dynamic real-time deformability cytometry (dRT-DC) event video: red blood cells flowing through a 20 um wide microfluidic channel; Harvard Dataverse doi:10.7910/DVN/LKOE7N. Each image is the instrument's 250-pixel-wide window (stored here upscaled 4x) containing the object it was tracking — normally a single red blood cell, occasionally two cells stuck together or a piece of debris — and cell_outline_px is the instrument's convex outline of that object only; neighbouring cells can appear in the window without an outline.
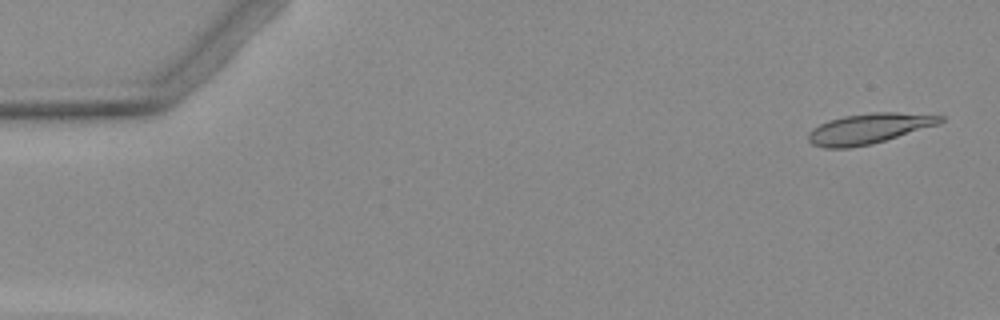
{"species": "Egyptian fruit bat (a non-hibernating species)", "species_latin": "Rousettus aegyptiacus", "temperature_condition": "warm", "stored_images_in_passage": 6, "camera_frame_rate_fps": 3000, "um_per_image_px": 0.085, "animal": {"sex": "female"}, "frame": {"image": 1, "passage_image": 1, "time_ms": 0.0, "image_size_px": [1000, 320], "cell_outline_px": [[944, 120], [940, 124], [872, 144], [848, 148], [824, 148], [812, 144], [808, 140], [808, 132], [812, 128], [828, 120], [844, 116], [872, 112], [896, 112], [944, 116]], "centroid_in_image_um": [73.84, 10.93], "position_along_channel_um": 11.2, "area_um2": 23.35}}
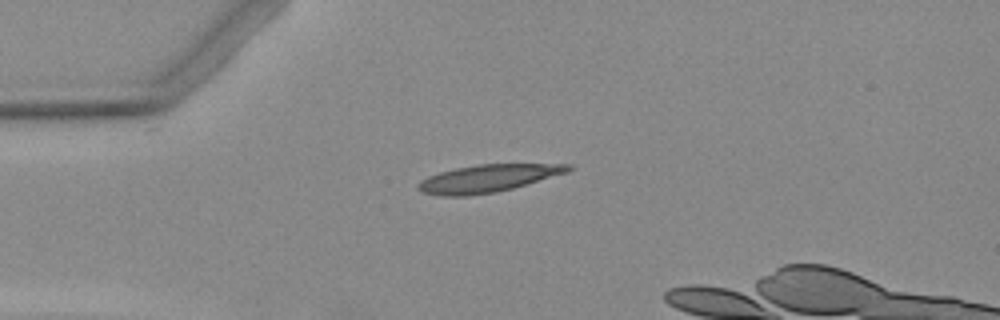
{"frame": {"image": 2, "passage_image": 4, "time_ms": 3.667, "image_size_px": [1000, 320], "cell_outline_px": [[572, 168], [568, 172], [512, 188], [496, 192], [468, 196], [440, 196], [420, 192], [416, 188], [416, 184], [420, 180], [428, 176], [440, 172], [456, 168], [480, 164], [572, 164]], "centroid_in_image_um": [41.41, 15.17], "position_along_channel_um": 43.6, "area_um2": 24.04}}